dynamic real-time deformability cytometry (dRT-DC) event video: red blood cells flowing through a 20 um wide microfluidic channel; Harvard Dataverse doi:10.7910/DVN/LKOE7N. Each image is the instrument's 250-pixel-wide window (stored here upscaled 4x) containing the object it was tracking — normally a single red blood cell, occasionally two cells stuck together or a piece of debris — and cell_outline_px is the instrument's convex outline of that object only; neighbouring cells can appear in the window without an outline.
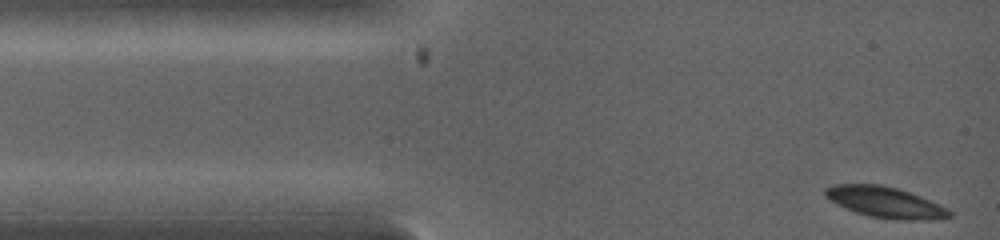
{"species": "common noctule bat (a hibernating species)", "species_latin": "Nyctalus noctula", "temperature_condition": "warm", "stored_images_in_passage": 7, "camera_frame_rate_fps": 5000, "um_per_image_px": 0.085, "animal": {"sex": "female", "body_mass_g": 19.0, "forearm_length_mm": 53.3}, "frame": {"image": 1, "passage_image": 1, "time_ms": 0.0, "image_size_px": [1000, 240], "cell_outline_px": [[952, 216], [916, 220], [896, 220], [868, 216], [856, 212], [836, 204], [824, 196], [824, 188], [836, 184], [880, 184], [896, 188], [920, 196], [948, 208], [952, 212]], "centroid_in_image_um": [75.2, 17.18], "position_along_channel_um": 9.8, "area_um2": 22.2}}
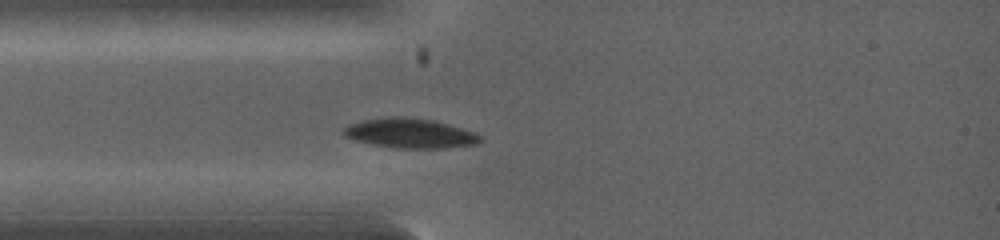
{"frame": {"image": 2, "passage_image": 7, "time_ms": 1.8, "image_size_px": [1000, 240], "cell_outline_px": [[480, 140], [476, 144], [440, 148], [396, 148], [372, 144], [356, 140], [344, 136], [344, 128], [348, 124], [364, 120], [388, 116], [400, 116], [432, 120], [460, 128], [472, 132], [480, 136]], "centroid_in_image_um": [34.79, 11.32], "position_along_channel_um": 50.2, "area_um2": 23.18}}